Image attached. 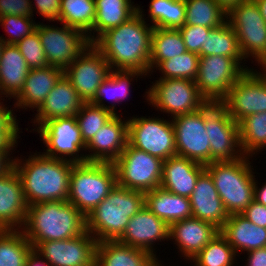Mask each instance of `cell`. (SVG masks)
Segmentation results:
<instances>
[{"instance_id": "obj_1", "label": "cell", "mask_w": 266, "mask_h": 266, "mask_svg": "<svg viewBox=\"0 0 266 266\" xmlns=\"http://www.w3.org/2000/svg\"><path fill=\"white\" fill-rule=\"evenodd\" d=\"M142 10L127 22L103 33L93 45L102 53L111 70L150 73L153 26L147 25ZM149 26V27H148Z\"/></svg>"}, {"instance_id": "obj_2", "label": "cell", "mask_w": 266, "mask_h": 266, "mask_svg": "<svg viewBox=\"0 0 266 266\" xmlns=\"http://www.w3.org/2000/svg\"><path fill=\"white\" fill-rule=\"evenodd\" d=\"M23 161L14 159L13 167L22 182L28 206L41 202L68 200L69 179L74 162L37 153Z\"/></svg>"}, {"instance_id": "obj_3", "label": "cell", "mask_w": 266, "mask_h": 266, "mask_svg": "<svg viewBox=\"0 0 266 266\" xmlns=\"http://www.w3.org/2000/svg\"><path fill=\"white\" fill-rule=\"evenodd\" d=\"M22 228L33 248L43 241H60L83 234L86 217L68 201L29 205Z\"/></svg>"}, {"instance_id": "obj_4", "label": "cell", "mask_w": 266, "mask_h": 266, "mask_svg": "<svg viewBox=\"0 0 266 266\" xmlns=\"http://www.w3.org/2000/svg\"><path fill=\"white\" fill-rule=\"evenodd\" d=\"M145 206L144 192L116 184L86 217V230L98 241L118 240L129 219Z\"/></svg>"}, {"instance_id": "obj_5", "label": "cell", "mask_w": 266, "mask_h": 266, "mask_svg": "<svg viewBox=\"0 0 266 266\" xmlns=\"http://www.w3.org/2000/svg\"><path fill=\"white\" fill-rule=\"evenodd\" d=\"M249 158L244 156L235 161L211 162L205 165L229 215L242 214L254 200L256 180Z\"/></svg>"}, {"instance_id": "obj_6", "label": "cell", "mask_w": 266, "mask_h": 266, "mask_svg": "<svg viewBox=\"0 0 266 266\" xmlns=\"http://www.w3.org/2000/svg\"><path fill=\"white\" fill-rule=\"evenodd\" d=\"M116 184L113 163H74L70 173L67 201L87 217Z\"/></svg>"}, {"instance_id": "obj_7", "label": "cell", "mask_w": 266, "mask_h": 266, "mask_svg": "<svg viewBox=\"0 0 266 266\" xmlns=\"http://www.w3.org/2000/svg\"><path fill=\"white\" fill-rule=\"evenodd\" d=\"M113 165L117 185L123 188L145 193L160 187L163 160L129 143Z\"/></svg>"}, {"instance_id": "obj_8", "label": "cell", "mask_w": 266, "mask_h": 266, "mask_svg": "<svg viewBox=\"0 0 266 266\" xmlns=\"http://www.w3.org/2000/svg\"><path fill=\"white\" fill-rule=\"evenodd\" d=\"M227 22L235 30L244 59L250 55L266 64V22L254 0H246L227 12Z\"/></svg>"}, {"instance_id": "obj_9", "label": "cell", "mask_w": 266, "mask_h": 266, "mask_svg": "<svg viewBox=\"0 0 266 266\" xmlns=\"http://www.w3.org/2000/svg\"><path fill=\"white\" fill-rule=\"evenodd\" d=\"M243 59L222 55L200 56L195 84L209 103H221L235 82L250 70L240 65Z\"/></svg>"}, {"instance_id": "obj_10", "label": "cell", "mask_w": 266, "mask_h": 266, "mask_svg": "<svg viewBox=\"0 0 266 266\" xmlns=\"http://www.w3.org/2000/svg\"><path fill=\"white\" fill-rule=\"evenodd\" d=\"M156 81L146 92V99L161 112L171 113L173 118L195 112L208 103L193 80L159 79Z\"/></svg>"}, {"instance_id": "obj_11", "label": "cell", "mask_w": 266, "mask_h": 266, "mask_svg": "<svg viewBox=\"0 0 266 266\" xmlns=\"http://www.w3.org/2000/svg\"><path fill=\"white\" fill-rule=\"evenodd\" d=\"M205 128L210 140V163L235 161L244 157L238 123L220 103L208 102L205 105Z\"/></svg>"}, {"instance_id": "obj_12", "label": "cell", "mask_w": 266, "mask_h": 266, "mask_svg": "<svg viewBox=\"0 0 266 266\" xmlns=\"http://www.w3.org/2000/svg\"><path fill=\"white\" fill-rule=\"evenodd\" d=\"M128 143L142 151L167 160L176 156L172 120L139 117L128 119Z\"/></svg>"}, {"instance_id": "obj_13", "label": "cell", "mask_w": 266, "mask_h": 266, "mask_svg": "<svg viewBox=\"0 0 266 266\" xmlns=\"http://www.w3.org/2000/svg\"><path fill=\"white\" fill-rule=\"evenodd\" d=\"M62 25L61 28H55L53 25L37 23L35 30L40 37L49 66L64 71L90 45V42L82 31Z\"/></svg>"}, {"instance_id": "obj_14", "label": "cell", "mask_w": 266, "mask_h": 266, "mask_svg": "<svg viewBox=\"0 0 266 266\" xmlns=\"http://www.w3.org/2000/svg\"><path fill=\"white\" fill-rule=\"evenodd\" d=\"M253 70H247L220 103L236 123L249 115L266 112V73Z\"/></svg>"}, {"instance_id": "obj_15", "label": "cell", "mask_w": 266, "mask_h": 266, "mask_svg": "<svg viewBox=\"0 0 266 266\" xmlns=\"http://www.w3.org/2000/svg\"><path fill=\"white\" fill-rule=\"evenodd\" d=\"M37 132L40 133V137L47 147L46 152L43 153L44 155L56 159L69 160L74 163L87 162L84 154L83 156L82 154H80L81 156L77 154L80 150L86 149V144L82 139L75 116L48 120L39 129L37 128ZM70 156L72 157L70 158Z\"/></svg>"}, {"instance_id": "obj_16", "label": "cell", "mask_w": 266, "mask_h": 266, "mask_svg": "<svg viewBox=\"0 0 266 266\" xmlns=\"http://www.w3.org/2000/svg\"><path fill=\"white\" fill-rule=\"evenodd\" d=\"M176 155L202 165L210 164V140L205 128V106L172 118Z\"/></svg>"}, {"instance_id": "obj_17", "label": "cell", "mask_w": 266, "mask_h": 266, "mask_svg": "<svg viewBox=\"0 0 266 266\" xmlns=\"http://www.w3.org/2000/svg\"><path fill=\"white\" fill-rule=\"evenodd\" d=\"M111 67L102 53L90 44L64 70V75L70 80L84 103H91L98 87L110 75Z\"/></svg>"}, {"instance_id": "obj_18", "label": "cell", "mask_w": 266, "mask_h": 266, "mask_svg": "<svg viewBox=\"0 0 266 266\" xmlns=\"http://www.w3.org/2000/svg\"><path fill=\"white\" fill-rule=\"evenodd\" d=\"M97 244L86 230L74 238L39 242L33 250L51 266H95Z\"/></svg>"}, {"instance_id": "obj_19", "label": "cell", "mask_w": 266, "mask_h": 266, "mask_svg": "<svg viewBox=\"0 0 266 266\" xmlns=\"http://www.w3.org/2000/svg\"><path fill=\"white\" fill-rule=\"evenodd\" d=\"M27 208L22 182L15 168L12 167L0 175V226L4 230L22 229Z\"/></svg>"}, {"instance_id": "obj_20", "label": "cell", "mask_w": 266, "mask_h": 266, "mask_svg": "<svg viewBox=\"0 0 266 266\" xmlns=\"http://www.w3.org/2000/svg\"><path fill=\"white\" fill-rule=\"evenodd\" d=\"M127 143L128 120L122 121L119 115H114L86 144V150L93 151L85 154L87 162L114 163Z\"/></svg>"}, {"instance_id": "obj_21", "label": "cell", "mask_w": 266, "mask_h": 266, "mask_svg": "<svg viewBox=\"0 0 266 266\" xmlns=\"http://www.w3.org/2000/svg\"><path fill=\"white\" fill-rule=\"evenodd\" d=\"M169 232L170 226L144 206L129 219V223L118 241L154 254L153 243L169 239Z\"/></svg>"}, {"instance_id": "obj_22", "label": "cell", "mask_w": 266, "mask_h": 266, "mask_svg": "<svg viewBox=\"0 0 266 266\" xmlns=\"http://www.w3.org/2000/svg\"><path fill=\"white\" fill-rule=\"evenodd\" d=\"M192 217L209 222L219 230L229 217L218 195L213 178L205 169L197 179L190 196Z\"/></svg>"}, {"instance_id": "obj_23", "label": "cell", "mask_w": 266, "mask_h": 266, "mask_svg": "<svg viewBox=\"0 0 266 266\" xmlns=\"http://www.w3.org/2000/svg\"><path fill=\"white\" fill-rule=\"evenodd\" d=\"M83 104L78 92L63 74L37 109L33 123H37L39 128L48 120L74 117L81 110Z\"/></svg>"}, {"instance_id": "obj_24", "label": "cell", "mask_w": 266, "mask_h": 266, "mask_svg": "<svg viewBox=\"0 0 266 266\" xmlns=\"http://www.w3.org/2000/svg\"><path fill=\"white\" fill-rule=\"evenodd\" d=\"M219 232L213 224L190 217L171 224L169 238L175 239L183 257L192 260Z\"/></svg>"}, {"instance_id": "obj_25", "label": "cell", "mask_w": 266, "mask_h": 266, "mask_svg": "<svg viewBox=\"0 0 266 266\" xmlns=\"http://www.w3.org/2000/svg\"><path fill=\"white\" fill-rule=\"evenodd\" d=\"M205 165L181 156H173L163 161L160 187L183 197L190 198L199 175Z\"/></svg>"}, {"instance_id": "obj_26", "label": "cell", "mask_w": 266, "mask_h": 266, "mask_svg": "<svg viewBox=\"0 0 266 266\" xmlns=\"http://www.w3.org/2000/svg\"><path fill=\"white\" fill-rule=\"evenodd\" d=\"M156 254L134 248L118 240L97 244L95 266H162Z\"/></svg>"}, {"instance_id": "obj_27", "label": "cell", "mask_w": 266, "mask_h": 266, "mask_svg": "<svg viewBox=\"0 0 266 266\" xmlns=\"http://www.w3.org/2000/svg\"><path fill=\"white\" fill-rule=\"evenodd\" d=\"M63 74L62 69L52 66L30 69L20 93L15 97V108L38 109Z\"/></svg>"}, {"instance_id": "obj_28", "label": "cell", "mask_w": 266, "mask_h": 266, "mask_svg": "<svg viewBox=\"0 0 266 266\" xmlns=\"http://www.w3.org/2000/svg\"><path fill=\"white\" fill-rule=\"evenodd\" d=\"M230 246L238 251H252L266 247V228L251 223L242 214H231L220 229Z\"/></svg>"}, {"instance_id": "obj_29", "label": "cell", "mask_w": 266, "mask_h": 266, "mask_svg": "<svg viewBox=\"0 0 266 266\" xmlns=\"http://www.w3.org/2000/svg\"><path fill=\"white\" fill-rule=\"evenodd\" d=\"M144 203L153 214L169 226L192 217L190 198L157 187L144 193Z\"/></svg>"}, {"instance_id": "obj_30", "label": "cell", "mask_w": 266, "mask_h": 266, "mask_svg": "<svg viewBox=\"0 0 266 266\" xmlns=\"http://www.w3.org/2000/svg\"><path fill=\"white\" fill-rule=\"evenodd\" d=\"M26 60L15 44H4L0 57V95L15 98L29 72Z\"/></svg>"}, {"instance_id": "obj_31", "label": "cell", "mask_w": 266, "mask_h": 266, "mask_svg": "<svg viewBox=\"0 0 266 266\" xmlns=\"http://www.w3.org/2000/svg\"><path fill=\"white\" fill-rule=\"evenodd\" d=\"M96 17L92 32H97L94 42L106 31L127 22L137 13L131 0H95Z\"/></svg>"}, {"instance_id": "obj_32", "label": "cell", "mask_w": 266, "mask_h": 266, "mask_svg": "<svg viewBox=\"0 0 266 266\" xmlns=\"http://www.w3.org/2000/svg\"><path fill=\"white\" fill-rule=\"evenodd\" d=\"M95 17V0H61V15L59 22L82 31L87 35L90 44L94 43L95 33L93 32L92 35L91 32Z\"/></svg>"}, {"instance_id": "obj_33", "label": "cell", "mask_w": 266, "mask_h": 266, "mask_svg": "<svg viewBox=\"0 0 266 266\" xmlns=\"http://www.w3.org/2000/svg\"><path fill=\"white\" fill-rule=\"evenodd\" d=\"M140 75L142 76L144 74L138 71L112 70L110 75L98 87L94 100L91 103L111 111L114 115H117L115 112V102L114 104L111 103L112 106L110 107L104 105L102 101L105 100V97L110 100H115L117 103H120L123 99H127L130 92L129 87L131 85L130 82L132 81V78Z\"/></svg>"}, {"instance_id": "obj_34", "label": "cell", "mask_w": 266, "mask_h": 266, "mask_svg": "<svg viewBox=\"0 0 266 266\" xmlns=\"http://www.w3.org/2000/svg\"><path fill=\"white\" fill-rule=\"evenodd\" d=\"M187 51L179 29L153 28L150 51V71L161 61L180 56Z\"/></svg>"}, {"instance_id": "obj_35", "label": "cell", "mask_w": 266, "mask_h": 266, "mask_svg": "<svg viewBox=\"0 0 266 266\" xmlns=\"http://www.w3.org/2000/svg\"><path fill=\"white\" fill-rule=\"evenodd\" d=\"M209 55L244 58L239 48L235 30L228 22L209 30L208 36H206L205 47L201 48L200 56Z\"/></svg>"}, {"instance_id": "obj_36", "label": "cell", "mask_w": 266, "mask_h": 266, "mask_svg": "<svg viewBox=\"0 0 266 266\" xmlns=\"http://www.w3.org/2000/svg\"><path fill=\"white\" fill-rule=\"evenodd\" d=\"M185 6L184 25L214 28L227 22V12L214 0H185Z\"/></svg>"}, {"instance_id": "obj_37", "label": "cell", "mask_w": 266, "mask_h": 266, "mask_svg": "<svg viewBox=\"0 0 266 266\" xmlns=\"http://www.w3.org/2000/svg\"><path fill=\"white\" fill-rule=\"evenodd\" d=\"M238 127L244 156L252 157L258 150L266 148V112L247 116L238 123Z\"/></svg>"}, {"instance_id": "obj_38", "label": "cell", "mask_w": 266, "mask_h": 266, "mask_svg": "<svg viewBox=\"0 0 266 266\" xmlns=\"http://www.w3.org/2000/svg\"><path fill=\"white\" fill-rule=\"evenodd\" d=\"M32 250L22 230H4L0 234V266H25Z\"/></svg>"}, {"instance_id": "obj_39", "label": "cell", "mask_w": 266, "mask_h": 266, "mask_svg": "<svg viewBox=\"0 0 266 266\" xmlns=\"http://www.w3.org/2000/svg\"><path fill=\"white\" fill-rule=\"evenodd\" d=\"M149 13L153 28L179 29L185 22V0H151Z\"/></svg>"}, {"instance_id": "obj_40", "label": "cell", "mask_w": 266, "mask_h": 266, "mask_svg": "<svg viewBox=\"0 0 266 266\" xmlns=\"http://www.w3.org/2000/svg\"><path fill=\"white\" fill-rule=\"evenodd\" d=\"M236 253L219 232L195 257V266H233Z\"/></svg>"}, {"instance_id": "obj_41", "label": "cell", "mask_w": 266, "mask_h": 266, "mask_svg": "<svg viewBox=\"0 0 266 266\" xmlns=\"http://www.w3.org/2000/svg\"><path fill=\"white\" fill-rule=\"evenodd\" d=\"M200 56L186 51L180 56L161 61L156 67L163 74L159 79L196 80Z\"/></svg>"}, {"instance_id": "obj_42", "label": "cell", "mask_w": 266, "mask_h": 266, "mask_svg": "<svg viewBox=\"0 0 266 266\" xmlns=\"http://www.w3.org/2000/svg\"><path fill=\"white\" fill-rule=\"evenodd\" d=\"M113 116L114 114L109 110L92 103H84L75 117L85 144H87L93 138L94 134L108 123Z\"/></svg>"}, {"instance_id": "obj_43", "label": "cell", "mask_w": 266, "mask_h": 266, "mask_svg": "<svg viewBox=\"0 0 266 266\" xmlns=\"http://www.w3.org/2000/svg\"><path fill=\"white\" fill-rule=\"evenodd\" d=\"M15 45L26 60L29 69L44 68L49 66L40 37L36 30L30 35L24 37Z\"/></svg>"}, {"instance_id": "obj_44", "label": "cell", "mask_w": 266, "mask_h": 266, "mask_svg": "<svg viewBox=\"0 0 266 266\" xmlns=\"http://www.w3.org/2000/svg\"><path fill=\"white\" fill-rule=\"evenodd\" d=\"M28 16L8 15L0 17V23L4 26L9 38H0L5 44H16L24 37L35 31L37 24ZM11 37V38H10Z\"/></svg>"}, {"instance_id": "obj_45", "label": "cell", "mask_w": 266, "mask_h": 266, "mask_svg": "<svg viewBox=\"0 0 266 266\" xmlns=\"http://www.w3.org/2000/svg\"><path fill=\"white\" fill-rule=\"evenodd\" d=\"M7 109L0 103V149L11 151L16 146L20 128L13 110Z\"/></svg>"}, {"instance_id": "obj_46", "label": "cell", "mask_w": 266, "mask_h": 266, "mask_svg": "<svg viewBox=\"0 0 266 266\" xmlns=\"http://www.w3.org/2000/svg\"><path fill=\"white\" fill-rule=\"evenodd\" d=\"M211 28L196 25H183L179 28L181 32L184 44L186 45L187 51L198 54L202 47H205L206 36Z\"/></svg>"}, {"instance_id": "obj_47", "label": "cell", "mask_w": 266, "mask_h": 266, "mask_svg": "<svg viewBox=\"0 0 266 266\" xmlns=\"http://www.w3.org/2000/svg\"><path fill=\"white\" fill-rule=\"evenodd\" d=\"M30 0H0V17L8 15L33 17Z\"/></svg>"}, {"instance_id": "obj_48", "label": "cell", "mask_w": 266, "mask_h": 266, "mask_svg": "<svg viewBox=\"0 0 266 266\" xmlns=\"http://www.w3.org/2000/svg\"><path fill=\"white\" fill-rule=\"evenodd\" d=\"M35 3L32 6V12L37 9V12L42 17L52 22L54 20L60 21L61 15V0H34ZM36 4V6H35ZM34 8V9H33Z\"/></svg>"}, {"instance_id": "obj_49", "label": "cell", "mask_w": 266, "mask_h": 266, "mask_svg": "<svg viewBox=\"0 0 266 266\" xmlns=\"http://www.w3.org/2000/svg\"><path fill=\"white\" fill-rule=\"evenodd\" d=\"M242 215L251 223L266 228V206L253 200L242 212Z\"/></svg>"}, {"instance_id": "obj_50", "label": "cell", "mask_w": 266, "mask_h": 266, "mask_svg": "<svg viewBox=\"0 0 266 266\" xmlns=\"http://www.w3.org/2000/svg\"><path fill=\"white\" fill-rule=\"evenodd\" d=\"M247 266H266V247L248 252Z\"/></svg>"}, {"instance_id": "obj_51", "label": "cell", "mask_w": 266, "mask_h": 266, "mask_svg": "<svg viewBox=\"0 0 266 266\" xmlns=\"http://www.w3.org/2000/svg\"><path fill=\"white\" fill-rule=\"evenodd\" d=\"M10 151L0 149V175L9 171L13 167L14 159H11Z\"/></svg>"}, {"instance_id": "obj_52", "label": "cell", "mask_w": 266, "mask_h": 266, "mask_svg": "<svg viewBox=\"0 0 266 266\" xmlns=\"http://www.w3.org/2000/svg\"><path fill=\"white\" fill-rule=\"evenodd\" d=\"M37 254L34 250L28 255L25 266H51L47 261Z\"/></svg>"}, {"instance_id": "obj_53", "label": "cell", "mask_w": 266, "mask_h": 266, "mask_svg": "<svg viewBox=\"0 0 266 266\" xmlns=\"http://www.w3.org/2000/svg\"><path fill=\"white\" fill-rule=\"evenodd\" d=\"M256 183L257 182H255L254 187V200L266 206V183L262 185V188L260 187L259 189Z\"/></svg>"}, {"instance_id": "obj_54", "label": "cell", "mask_w": 266, "mask_h": 266, "mask_svg": "<svg viewBox=\"0 0 266 266\" xmlns=\"http://www.w3.org/2000/svg\"><path fill=\"white\" fill-rule=\"evenodd\" d=\"M219 6H221L226 12H228L233 7L246 0H214Z\"/></svg>"}, {"instance_id": "obj_55", "label": "cell", "mask_w": 266, "mask_h": 266, "mask_svg": "<svg viewBox=\"0 0 266 266\" xmlns=\"http://www.w3.org/2000/svg\"><path fill=\"white\" fill-rule=\"evenodd\" d=\"M254 1L257 3L260 9L261 15L266 22V0H254Z\"/></svg>"}, {"instance_id": "obj_56", "label": "cell", "mask_w": 266, "mask_h": 266, "mask_svg": "<svg viewBox=\"0 0 266 266\" xmlns=\"http://www.w3.org/2000/svg\"><path fill=\"white\" fill-rule=\"evenodd\" d=\"M4 42L2 41V39L0 38V57H1V52H2V48L4 46Z\"/></svg>"}, {"instance_id": "obj_57", "label": "cell", "mask_w": 266, "mask_h": 266, "mask_svg": "<svg viewBox=\"0 0 266 266\" xmlns=\"http://www.w3.org/2000/svg\"><path fill=\"white\" fill-rule=\"evenodd\" d=\"M262 68H263V71L266 73V64Z\"/></svg>"}, {"instance_id": "obj_58", "label": "cell", "mask_w": 266, "mask_h": 266, "mask_svg": "<svg viewBox=\"0 0 266 266\" xmlns=\"http://www.w3.org/2000/svg\"><path fill=\"white\" fill-rule=\"evenodd\" d=\"M4 231V229L0 226V234Z\"/></svg>"}]
</instances>
